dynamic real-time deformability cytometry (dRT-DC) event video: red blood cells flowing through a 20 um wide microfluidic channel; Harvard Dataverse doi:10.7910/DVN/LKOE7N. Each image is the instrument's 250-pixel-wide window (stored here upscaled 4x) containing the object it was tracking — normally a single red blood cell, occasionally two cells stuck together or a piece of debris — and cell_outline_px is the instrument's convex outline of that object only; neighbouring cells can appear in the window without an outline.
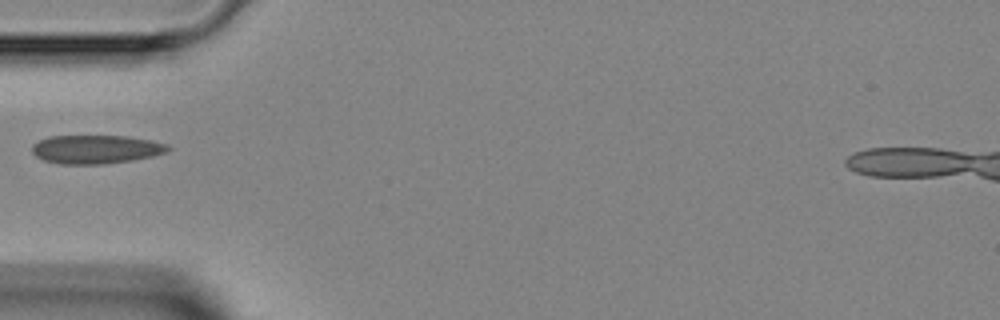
{"species": "Egyptian fruit bat (a non-hibernating species)", "species_latin": "Rousettus aegyptiacus", "temperature_condition": "room temperature", "stored_images_in_passage": 1, "camera_frame_rate_fps": 3000, "um_per_image_px": 0.085, "animal": {"sex": "female"}, "frame": {"image": 1, "passage_image": 1, "time_ms": 0.0, "image_size_px": [1000, 320], "cell_outline_px": [[172, 148], [168, 152], [152, 156], [132, 160], [100, 164], [60, 164], [44, 160], [36, 156], [32, 152], [32, 144], [48, 136], [128, 136], [152, 140], [168, 144]], "centroid_in_image_um": [8.18, 12.68], "position_along_channel_um": 76.8, "area_um2": 22.77}}